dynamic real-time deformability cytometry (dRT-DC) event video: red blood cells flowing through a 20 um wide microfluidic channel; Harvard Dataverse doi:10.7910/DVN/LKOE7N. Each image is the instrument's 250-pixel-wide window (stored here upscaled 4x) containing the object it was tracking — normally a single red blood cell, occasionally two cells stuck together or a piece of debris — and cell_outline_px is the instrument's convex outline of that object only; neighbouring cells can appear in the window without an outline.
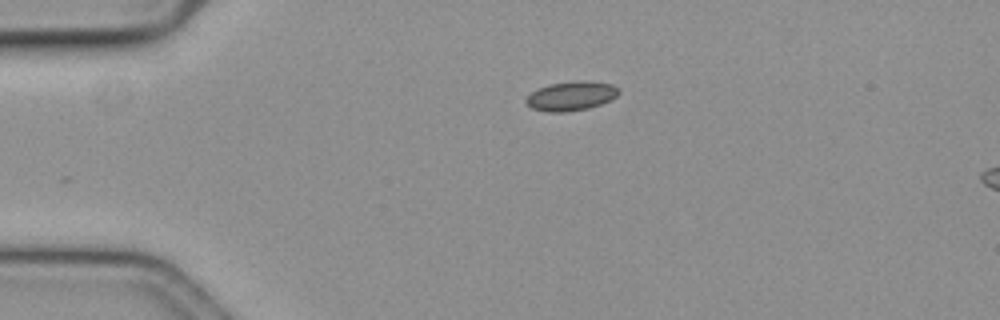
{"species": "common noctule bat (a hibernating species)", "species_latin": "Nyctalus noctula", "temperature_condition": "cold", "stored_images_in_passage": 33, "camera_frame_rate_fps": 3000, "um_per_image_px": 0.085, "animal": {"sex": "female", "body_mass_g": 19.3, "forearm_length_mm": 54.1}, "frame": {"image": 1, "passage_image": 1, "time_ms": 0.0, "image_size_px": [1000, 320], "cell_outline_px": [[620, 92], [612, 100], [588, 108], [564, 112], [548, 112], [532, 108], [524, 100], [536, 88], [548, 84], [572, 80], [592, 80], [612, 84], [620, 88]], "centroid_in_image_um": [48.58, 8.13], "position_along_channel_um": 36.4, "area_um2": 16.13}}
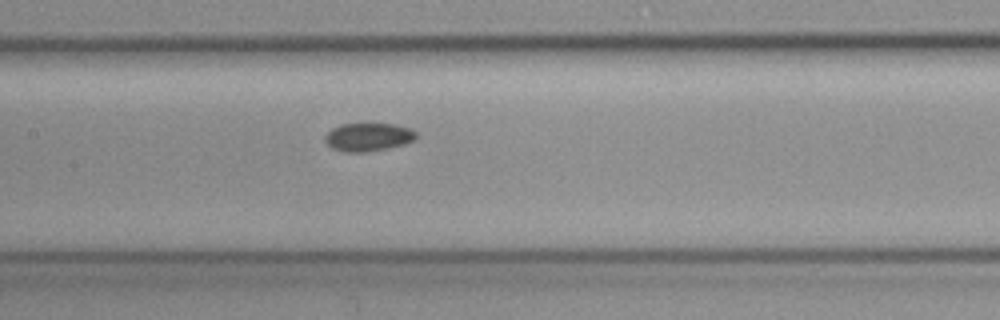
{"frame": {"image": 2, "passage_image": 16, "time_ms": 5.0, "image_size_px": [1000, 320], "cell_outline_px": [[416, 140], [404, 144], [388, 148], [364, 152], [348, 152], [332, 148], [324, 140], [324, 136], [332, 128], [344, 124], [392, 124], [412, 128], [416, 132]], "centroid_in_image_um": [31.32, 11.65], "position_along_channel_um": 176.1, "area_um2": 14.91}}
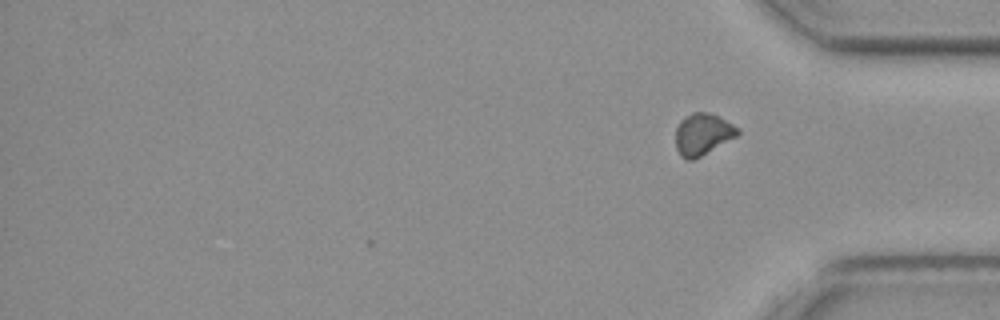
{"frame": {"image": 3, "passage_image": 33, "time_ms": 10.667, "image_size_px": [1000, 320], "cell_outline_px": [[740, 132], [736, 136], [700, 156], [692, 160], [688, 160], [680, 156], [676, 148], [676, 128], [680, 120], [692, 112], [708, 112], [740, 128]], "centroid_in_image_um": [59.7, 11.4], "position_along_channel_um": 375.5, "area_um2": 14.8}}